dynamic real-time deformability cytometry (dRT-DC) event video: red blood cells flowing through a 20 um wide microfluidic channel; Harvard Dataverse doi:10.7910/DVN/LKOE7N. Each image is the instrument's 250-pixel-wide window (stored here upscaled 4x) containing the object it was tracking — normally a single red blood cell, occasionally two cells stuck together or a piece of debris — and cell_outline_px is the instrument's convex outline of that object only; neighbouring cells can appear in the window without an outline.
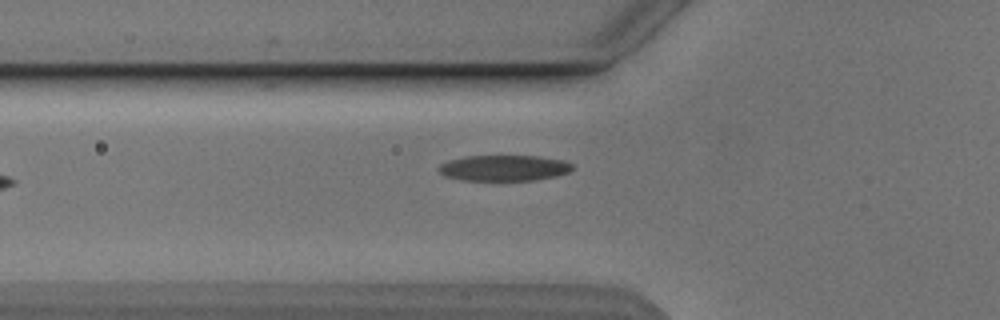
{"species": "Egyptian fruit bat (a non-hibernating species)", "species_latin": "Rousettus aegyptiacus", "temperature_condition": "cold", "stored_images_in_passage": 6, "camera_frame_rate_fps": 3000, "um_per_image_px": 0.085, "animal": {"sex": "male"}, "frame": {"image": 1, "passage_image": 6, "time_ms": 7.0, "image_size_px": [1000, 320], "cell_outline_px": [[572, 168], [568, 172], [556, 176], [532, 180], [464, 180], [444, 176], [436, 168], [440, 164], [448, 160], [464, 156], [536, 156], [560, 160], [572, 164]], "centroid_in_image_um": [42.77, 14.28], "position_along_channel_um": 83.0, "area_um2": 19.94}}